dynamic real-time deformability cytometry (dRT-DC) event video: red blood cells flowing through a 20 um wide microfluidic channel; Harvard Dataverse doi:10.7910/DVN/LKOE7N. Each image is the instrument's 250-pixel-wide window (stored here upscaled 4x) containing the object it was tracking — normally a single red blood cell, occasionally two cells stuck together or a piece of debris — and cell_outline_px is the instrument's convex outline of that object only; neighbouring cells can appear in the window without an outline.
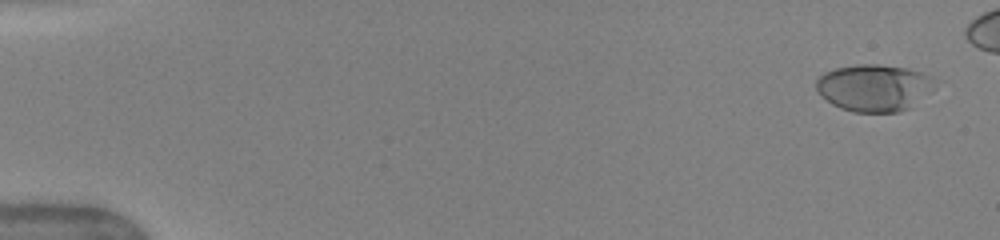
{"species": "human", "species_latin": "Homo sapiens", "temperature_condition": "warm", "stored_images_in_passage": 47, "camera_frame_rate_fps": 3000, "um_per_image_px": 0.085, "donor": {"sex": "female"}, "frame": {"image": 1, "passage_image": 3, "time_ms": 0.667, "image_size_px": [1000, 240], "cell_outline_px": [[932, 76], [912, 108], [900, 112], [852, 112], [840, 108], [832, 104], [816, 88], [816, 80], [824, 72], [836, 68], [856, 64], [876, 64], [908, 68]], "centroid_in_image_um": [74.17, 7.45], "position_along_channel_um": 10.8, "area_um2": 31.44}}
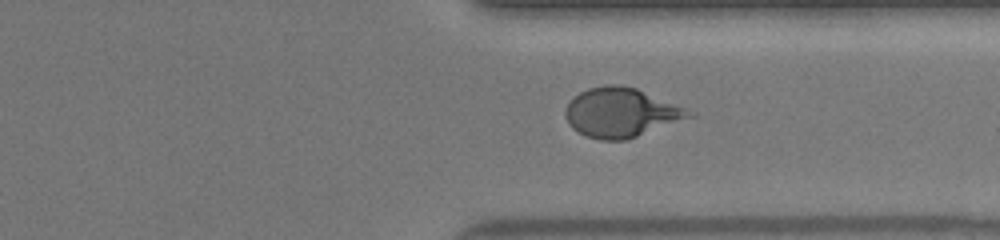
{"frame": {"image": 2, "passage_image": 40, "time_ms": 13.0, "image_size_px": [1000, 240], "cell_outline_px": [[696, 116], [624, 140], [600, 140], [588, 136], [572, 128], [568, 124], [564, 116], [564, 108], [580, 92], [588, 88], [608, 84], [620, 84], [636, 88], [688, 108], [696, 112]], "centroid_in_image_um": [52.82, 9.56], "position_along_channel_um": 358.6, "area_um2": 35.6}}
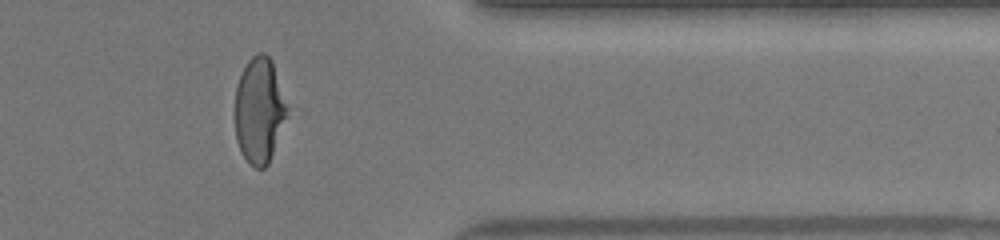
{"frame": {"image": 3, "passage_image": 43, "time_ms": 14.0, "image_size_px": [1000, 240], "cell_outline_px": [[292, 112], [268, 164], [264, 168], [256, 168], [244, 156], [236, 140], [236, 84], [248, 60], [252, 56], [260, 52], [264, 52], [272, 60]], "centroid_in_image_um": [22.12, 9.36], "position_along_channel_um": 389.3, "area_um2": 32.83}}